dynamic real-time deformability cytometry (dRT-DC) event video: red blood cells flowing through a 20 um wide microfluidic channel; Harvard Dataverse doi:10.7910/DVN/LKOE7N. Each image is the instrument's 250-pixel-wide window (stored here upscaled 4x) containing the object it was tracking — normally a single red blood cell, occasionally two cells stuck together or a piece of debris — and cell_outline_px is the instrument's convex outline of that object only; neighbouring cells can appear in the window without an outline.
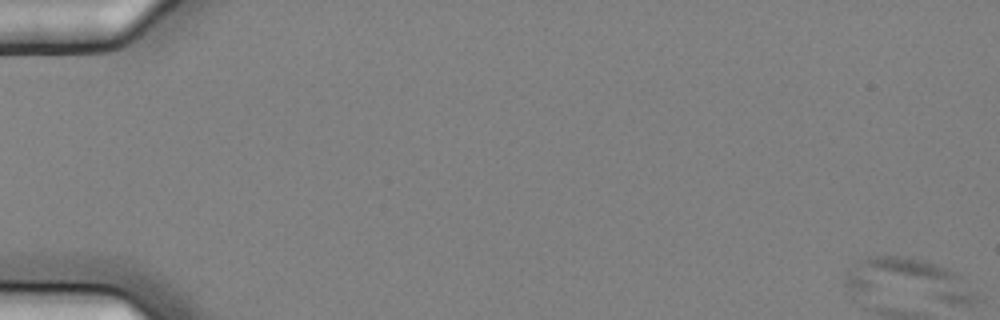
{"species": "common noctule bat (a hibernating species)", "species_latin": "Nyctalus noctula", "temperature_condition": "cold", "stored_images_in_passage": 6, "camera_frame_rate_fps": 3000, "um_per_image_px": 0.085, "animal": {"sex": "female", "body_mass_g": 25.1}, "frame": {"image": 1, "passage_image": 1, "time_ms": 0.0, "image_size_px": [1000, 320], "cell_outline_px": [[976, 304], [952, 304], [848, 288], [844, 284], [844, 276], [848, 268], [868, 256], [908, 256], [924, 260], [948, 268], [956, 272], [960, 276], [976, 296]], "centroid_in_image_um": [77.27, 23.77], "position_along_channel_um": 7.7, "area_um2": 31.5}}